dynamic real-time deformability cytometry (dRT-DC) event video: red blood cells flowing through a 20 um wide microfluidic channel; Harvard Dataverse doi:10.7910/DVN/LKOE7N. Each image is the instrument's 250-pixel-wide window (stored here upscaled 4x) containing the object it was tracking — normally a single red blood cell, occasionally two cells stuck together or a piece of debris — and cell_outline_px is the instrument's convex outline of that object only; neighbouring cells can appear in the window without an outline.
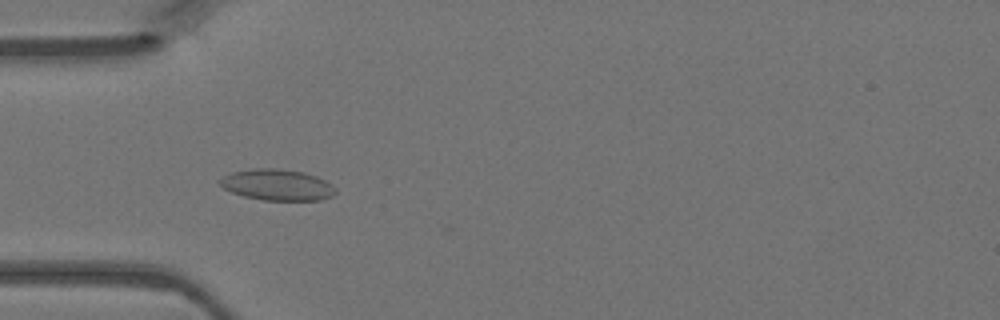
{"species": "Egyptian fruit bat (a non-hibernating species)", "species_latin": "Rousettus aegyptiacus", "temperature_condition": "warm", "stored_images_in_passage": 42, "camera_frame_rate_fps": 3000, "um_per_image_px": 0.085, "animal": {"sex": "female"}, "frame": {"image": 1, "passage_image": 14, "time_ms": 4.333, "image_size_px": [1000, 320], "cell_outline_px": [[336, 192], [332, 196], [320, 200], [264, 200], [244, 196], [232, 192], [224, 188], [216, 180], [232, 172], [256, 168], [272, 168], [304, 172], [316, 176], [332, 184], [336, 188]], "centroid_in_image_um": [23.57, 15.71], "position_along_channel_um": 61.4, "area_um2": 20.92}}
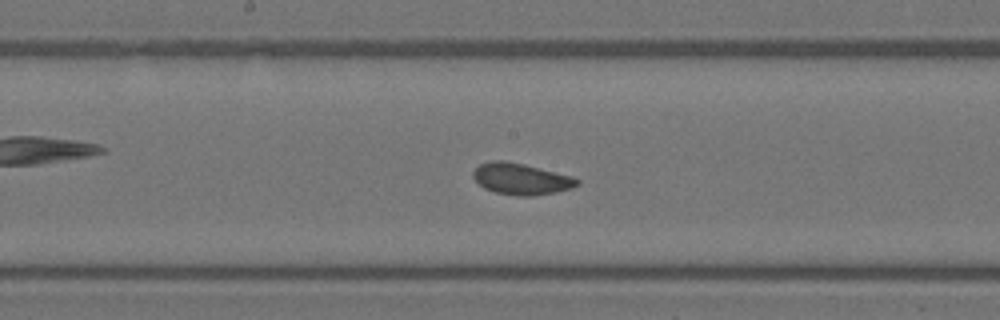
{"frame": {"image": 2, "passage_image": 24, "time_ms": 7.667, "image_size_px": [1000, 320], "cell_outline_px": [[580, 184], [572, 188], [556, 192], [532, 196], [516, 196], [496, 192], [484, 188], [472, 176], [472, 172], [480, 164], [492, 160], [504, 160], [524, 164], [572, 176], [580, 180]], "centroid_in_image_um": [44.31, 15.21], "position_along_channel_um": 203.9, "area_um2": 19.02}}
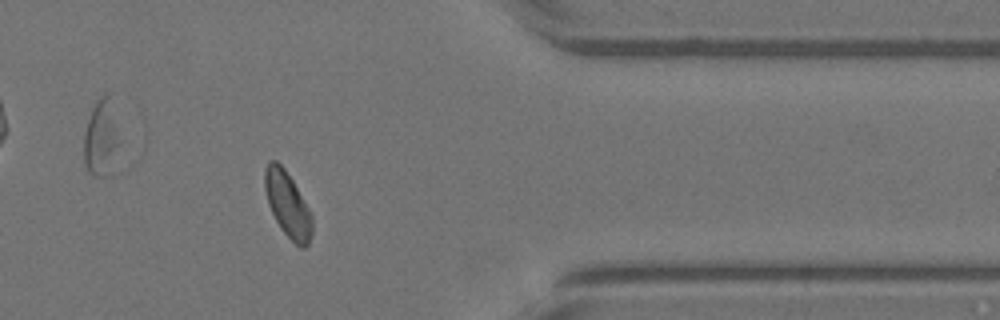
{"frame": {"image": 3, "passage_image": 38, "time_ms": 12.333, "image_size_px": [1000, 320], "cell_outline_px": [[312, 232], [308, 244], [304, 248], [300, 248], [280, 228], [268, 204], [264, 188], [264, 172], [268, 164], [272, 160], [276, 160], [284, 168], [292, 180], [312, 212]], "centroid_in_image_um": [24.46, 17.39], "position_along_channel_um": 386.9, "area_um2": 17.92}}